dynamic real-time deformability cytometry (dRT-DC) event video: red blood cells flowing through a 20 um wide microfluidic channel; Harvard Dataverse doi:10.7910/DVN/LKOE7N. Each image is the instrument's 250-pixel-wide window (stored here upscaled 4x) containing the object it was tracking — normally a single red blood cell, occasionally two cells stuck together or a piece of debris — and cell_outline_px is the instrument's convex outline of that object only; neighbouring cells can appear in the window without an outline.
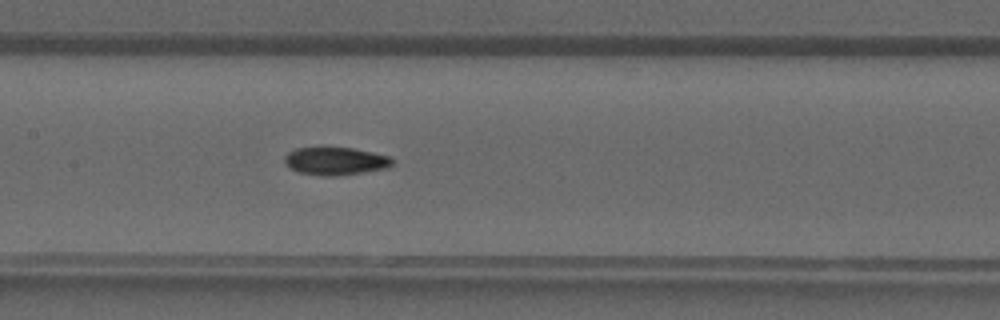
{"species": "common noctule bat (a hibernating species)", "species_latin": "Nyctalus noctula", "temperature_condition": "warm", "stored_images_in_passage": 39, "camera_frame_rate_fps": 3000, "um_per_image_px": 0.085, "animal": {"sex": "male", "forearm_length_mm": 52.5}, "frame": {"image": 1, "passage_image": 19, "time_ms": 6.0, "image_size_px": [1000, 320], "cell_outline_px": [[392, 164], [388, 168], [332, 176], [324, 176], [296, 172], [288, 168], [284, 164], [284, 156], [288, 152], [296, 148], [324, 144], [352, 148], [372, 152], [388, 156], [392, 160]], "centroid_in_image_um": [28.4, 13.64], "position_along_channel_um": 179.0, "area_um2": 18.15}}
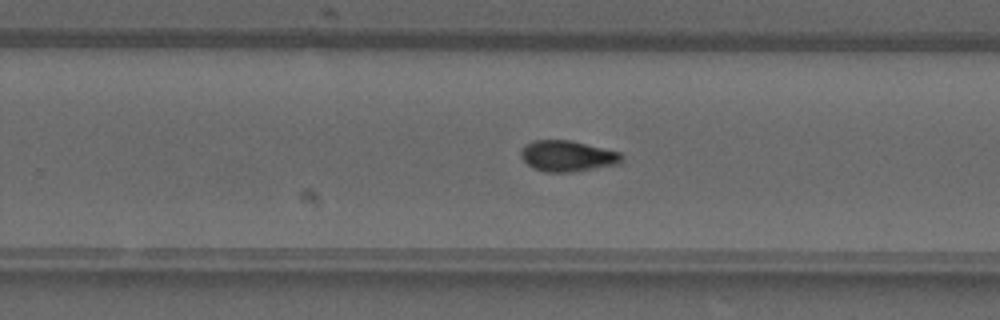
{"frame": {"image": 2, "passage_image": 25, "time_ms": 8.0, "image_size_px": [1000, 320], "cell_outline_px": [[624, 156], [620, 164], [572, 172], [544, 172], [532, 168], [520, 156], [520, 152], [532, 140], [568, 140], [620, 152]], "centroid_in_image_um": [48.25, 13.28], "position_along_channel_um": 281.6, "area_um2": 18.09}}
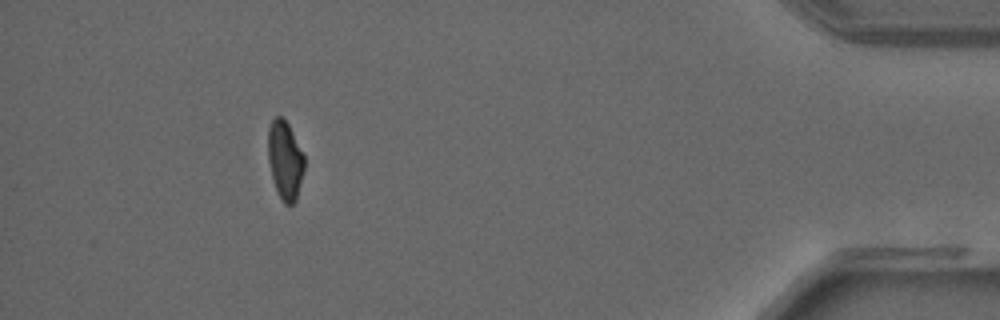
{"frame": {"image": 3, "passage_image": 36, "time_ms": 11.667, "image_size_px": [1000, 320], "cell_outline_px": [[304, 172], [296, 200], [292, 204], [284, 204], [276, 188], [272, 176], [268, 160], [268, 128], [272, 120], [276, 116], [280, 116], [288, 124], [304, 156]], "centroid_in_image_um": [24.23, 13.61], "position_along_channel_um": 411.0, "area_um2": 16.36}}